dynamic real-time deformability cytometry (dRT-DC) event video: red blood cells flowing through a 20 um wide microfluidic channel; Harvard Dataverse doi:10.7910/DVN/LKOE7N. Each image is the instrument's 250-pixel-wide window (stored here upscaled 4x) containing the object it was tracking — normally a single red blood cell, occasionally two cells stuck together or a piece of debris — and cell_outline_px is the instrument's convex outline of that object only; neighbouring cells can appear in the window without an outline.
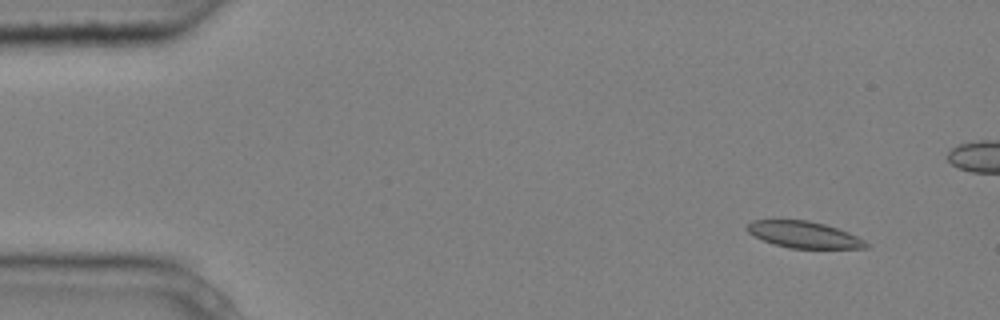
{"species": "common noctule bat (a hibernating species)", "species_latin": "Nyctalus noctula", "temperature_condition": "cold", "stored_images_in_passage": 6, "camera_frame_rate_fps": 3000, "um_per_image_px": 0.085, "animal": {"sex": "male", "body_mass_g": 20.4}, "frame": {"image": 1, "passage_image": 2, "time_ms": 0.333, "image_size_px": [1000, 320], "cell_outline_px": [[872, 244], [868, 248], [788, 248], [772, 244], [748, 232], [744, 228], [752, 220], [808, 220], [824, 224], [848, 232]], "centroid_in_image_um": [68.34, 19.95], "position_along_channel_um": 16.7, "area_um2": 18.38}}